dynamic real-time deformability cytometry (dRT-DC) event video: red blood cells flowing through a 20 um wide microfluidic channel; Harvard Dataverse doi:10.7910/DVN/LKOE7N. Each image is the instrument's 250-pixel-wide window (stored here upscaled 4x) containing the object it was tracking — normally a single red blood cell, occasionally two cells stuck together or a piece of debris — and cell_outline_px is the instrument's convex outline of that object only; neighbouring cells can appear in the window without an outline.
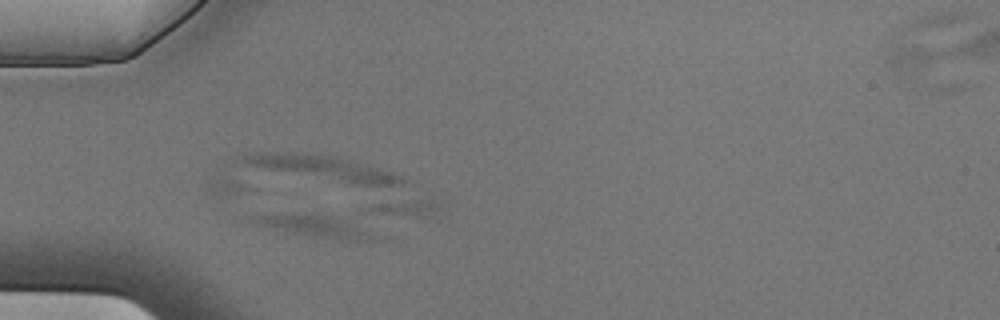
{"species": "Egyptian fruit bat (a non-hibernating species)", "species_latin": "Rousettus aegyptiacus", "temperature_condition": "cold", "stored_images_in_passage": 5, "camera_frame_rate_fps": 3000, "um_per_image_px": 0.085, "animal": {"sex": "male"}, "frame": {"image": 1, "passage_image": 4, "time_ms": 1.0, "image_size_px": [1000, 320], "cell_outline_px": [[388, 240], [332, 240], [300, 236], [252, 224], [248, 220], [248, 216], [292, 212], [316, 212], [352, 220], [388, 236]], "centroid_in_image_um": [26.96, 19.23], "position_along_channel_um": 58.0, "area_um2": 18.03}}